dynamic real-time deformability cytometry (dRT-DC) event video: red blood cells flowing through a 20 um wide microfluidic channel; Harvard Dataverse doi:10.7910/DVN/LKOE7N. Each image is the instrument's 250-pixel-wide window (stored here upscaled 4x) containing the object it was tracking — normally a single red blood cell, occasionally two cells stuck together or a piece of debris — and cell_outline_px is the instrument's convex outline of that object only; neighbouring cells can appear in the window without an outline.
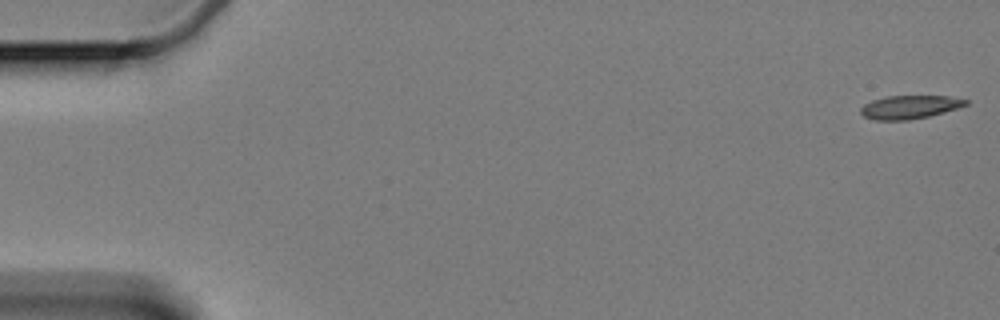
{"species": "Egyptian fruit bat (a non-hibernating species)", "species_latin": "Rousettus aegyptiacus", "temperature_condition": "cold", "stored_images_in_passage": 4, "camera_frame_rate_fps": 3000, "um_per_image_px": 0.085, "animal": {"sex": "female"}, "frame": {"image": 1, "passage_image": 1, "time_ms": 0.0, "image_size_px": [1000, 320], "cell_outline_px": [[968, 104], [956, 108], [928, 116], [908, 120], [876, 120], [864, 116], [860, 112], [860, 108], [864, 104], [872, 100], [888, 96], [948, 96], [968, 100]], "centroid_in_image_um": [77.29, 9.09], "position_along_channel_um": 7.7, "area_um2": 14.1}}